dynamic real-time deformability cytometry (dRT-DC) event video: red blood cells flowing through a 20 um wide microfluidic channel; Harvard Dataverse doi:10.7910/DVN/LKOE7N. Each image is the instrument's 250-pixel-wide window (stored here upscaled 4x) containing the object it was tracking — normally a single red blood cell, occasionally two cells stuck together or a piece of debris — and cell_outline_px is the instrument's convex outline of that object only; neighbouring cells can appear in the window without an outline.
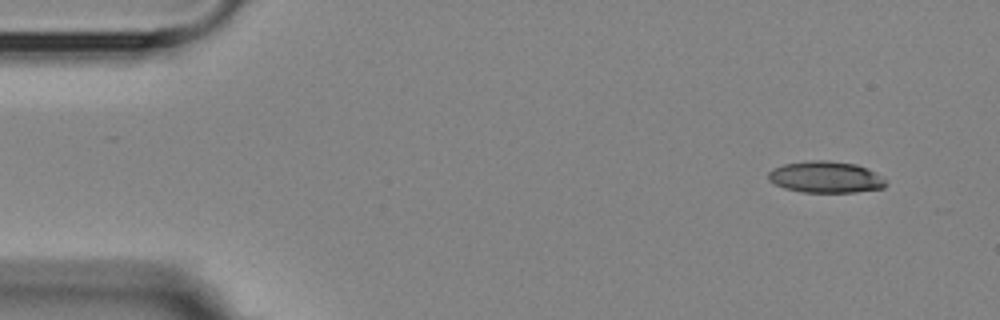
{"species": "Egyptian fruit bat (a non-hibernating species)", "species_latin": "Rousettus aegyptiacus", "temperature_condition": "room temperature", "stored_images_in_passage": 5, "camera_frame_rate_fps": 3000, "um_per_image_px": 0.085, "animal": {"sex": "female"}, "frame": {"image": 1, "passage_image": 1, "time_ms": 0.0, "image_size_px": [1000, 320], "cell_outline_px": [[888, 184], [884, 188], [856, 192], [800, 192], [784, 188], [768, 180], [768, 172], [772, 168], [784, 164], [812, 160], [828, 160], [856, 164], [868, 168], [884, 180]], "centroid_in_image_um": [70.16, 15.05], "position_along_channel_um": 14.8, "area_um2": 21.62}}
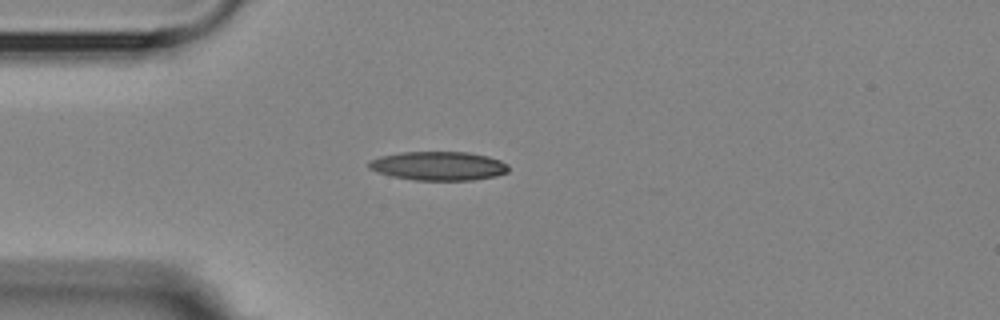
{"frame": {"image": 2, "passage_image": 4, "time_ms": 3.333, "image_size_px": [1000, 320], "cell_outline_px": [[508, 172], [496, 176], [472, 180], [416, 180], [392, 176], [376, 172], [368, 168], [368, 160], [380, 156], [400, 152], [468, 152], [488, 156], [500, 160], [508, 164]], "centroid_in_image_um": [37.25, 14.1], "position_along_channel_um": 47.7, "area_um2": 23.64}}